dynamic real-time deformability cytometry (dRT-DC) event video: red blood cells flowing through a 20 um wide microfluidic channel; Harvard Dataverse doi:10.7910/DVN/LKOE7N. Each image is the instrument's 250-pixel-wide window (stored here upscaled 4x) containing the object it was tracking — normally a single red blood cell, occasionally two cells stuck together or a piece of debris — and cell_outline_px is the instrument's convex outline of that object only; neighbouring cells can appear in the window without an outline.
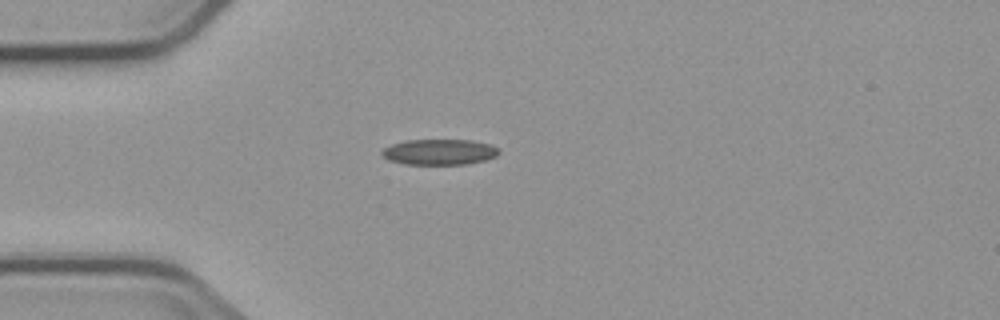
{"species": "common noctule bat (a hibernating species)", "species_latin": "Nyctalus noctula", "temperature_condition": "cold", "stored_images_in_passage": 4, "camera_frame_rate_fps": 3000, "um_per_image_px": 0.085, "animal": {"sex": "male", "body_mass_g": 23.1, "forearm_length_mm": 52.7}, "frame": {"image": 1, "passage_image": 4, "time_ms": 3.333, "image_size_px": [1000, 320], "cell_outline_px": [[500, 152], [496, 156], [484, 160], [464, 164], [404, 164], [388, 160], [380, 156], [380, 152], [384, 148], [392, 144], [408, 140], [472, 140], [492, 144], [500, 148]], "centroid_in_image_um": [37.35, 12.91], "position_along_channel_um": 47.7, "area_um2": 17.63}}